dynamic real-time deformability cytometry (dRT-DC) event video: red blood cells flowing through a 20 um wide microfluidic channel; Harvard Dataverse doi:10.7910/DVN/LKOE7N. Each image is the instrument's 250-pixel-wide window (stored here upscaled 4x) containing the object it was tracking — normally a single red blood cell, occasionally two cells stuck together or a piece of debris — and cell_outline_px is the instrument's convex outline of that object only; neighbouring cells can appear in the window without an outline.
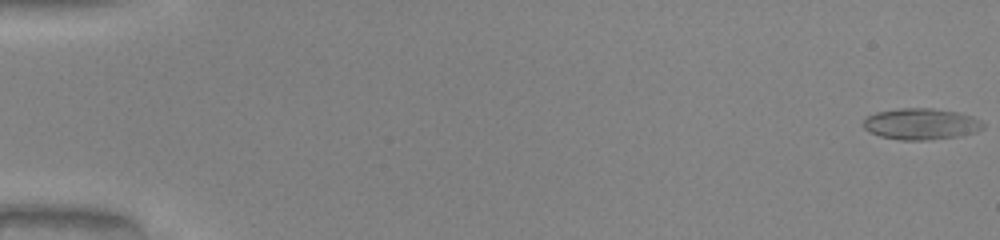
{"species": "common noctule bat (a hibernating species)", "species_latin": "Nyctalus noctula", "temperature_condition": "warm", "stored_images_in_passage": 51, "camera_frame_rate_fps": 3000, "um_per_image_px": 0.085, "animal": {"sex": "male", "body_mass_g": 20.0, "forearm_length_mm": 53.3}, "frame": {"image": 1, "passage_image": 1, "time_ms": 0.0, "image_size_px": [1000, 240], "cell_outline_px": [[984, 128], [976, 132], [960, 136], [928, 140], [900, 140], [880, 136], [868, 132], [864, 128], [864, 120], [868, 116], [876, 112], [900, 108], [932, 108], [956, 112], [972, 116], [980, 120], [984, 124]], "centroid_in_image_um": [78.3, 10.54], "position_along_channel_um": 6.7, "area_um2": 21.91}}
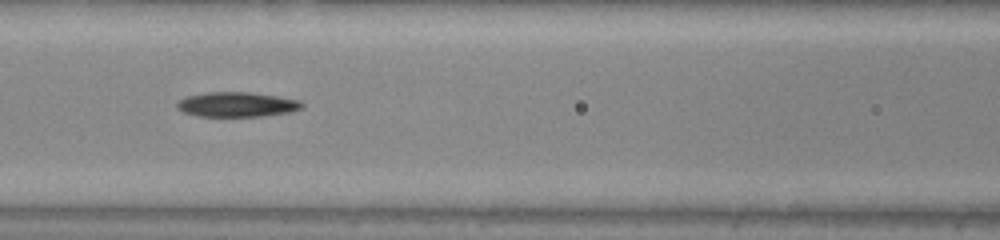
{"frame": {"image": 2, "passage_image": 24, "time_ms": 7.667, "image_size_px": [1000, 240], "cell_outline_px": [[304, 104], [300, 108], [288, 112], [260, 116], [200, 116], [184, 112], [176, 108], [176, 104], [184, 96], [208, 92], [248, 92], [276, 96], [300, 100]], "centroid_in_image_um": [20.09, 8.87], "position_along_channel_um": 146.5, "area_um2": 17.86}}
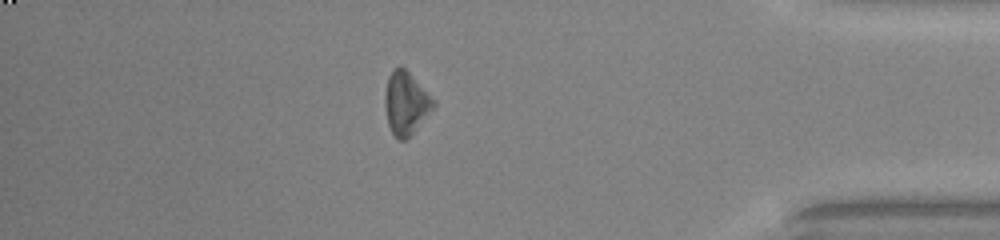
{"frame": {"image": 3, "passage_image": 45, "time_ms": 14.667, "image_size_px": [1000, 240], "cell_outline_px": [[436, 104], [412, 132], [404, 140], [400, 140], [392, 132], [388, 124], [384, 104], [384, 92], [388, 76], [392, 68], [400, 64], [436, 100]], "centroid_in_image_um": [34.47, 8.7], "position_along_channel_um": 400.7, "area_um2": 17.57}}